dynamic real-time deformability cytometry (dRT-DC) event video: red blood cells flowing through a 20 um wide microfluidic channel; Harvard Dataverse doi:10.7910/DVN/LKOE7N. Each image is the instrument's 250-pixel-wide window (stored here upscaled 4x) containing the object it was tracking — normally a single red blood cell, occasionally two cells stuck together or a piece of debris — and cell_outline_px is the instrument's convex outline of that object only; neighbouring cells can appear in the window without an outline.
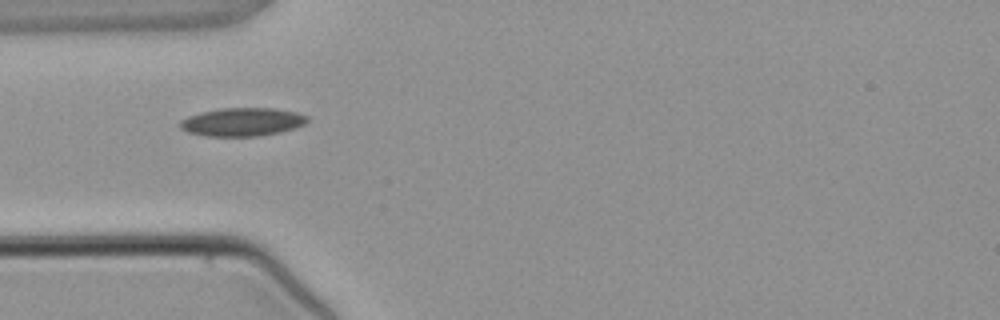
{"species": "common noctule bat (a hibernating species)", "species_latin": "Nyctalus noctula", "temperature_condition": "warm", "stored_images_in_passage": 5, "camera_frame_rate_fps": 3000, "um_per_image_px": 0.085, "animal": {"sex": "male", "body_mass_g": 21.5, "forearm_length_mm": 52.0}, "frame": {"image": 1, "passage_image": 4, "time_ms": 3.667, "image_size_px": [1000, 320], "cell_outline_px": [[308, 120], [304, 124], [296, 128], [280, 132], [260, 136], [204, 136], [188, 132], [180, 128], [180, 120], [188, 116], [200, 112], [220, 108], [272, 108], [296, 112], [308, 116]], "centroid_in_image_um": [20.59, 10.36], "position_along_channel_um": 64.4, "area_um2": 21.1}}